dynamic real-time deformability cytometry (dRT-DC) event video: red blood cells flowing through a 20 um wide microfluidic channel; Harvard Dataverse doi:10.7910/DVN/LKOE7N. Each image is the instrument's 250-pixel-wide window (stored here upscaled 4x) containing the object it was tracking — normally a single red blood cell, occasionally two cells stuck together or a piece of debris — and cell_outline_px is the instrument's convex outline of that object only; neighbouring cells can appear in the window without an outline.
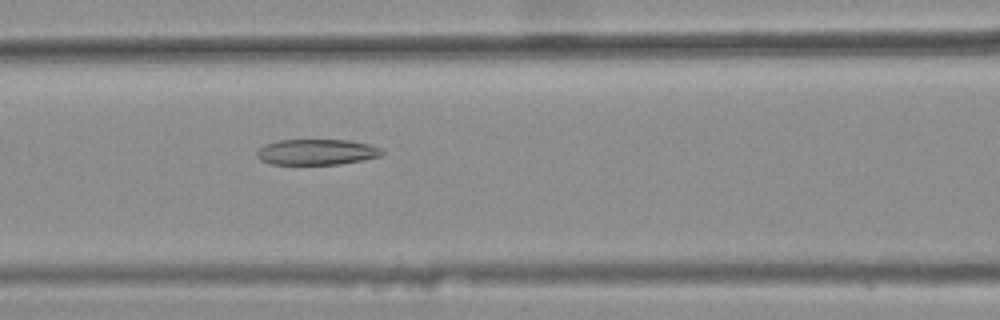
{"species": "common noctule bat (a hibernating species)", "species_latin": "Nyctalus noctula", "temperature_condition": "warm", "stored_images_in_passage": 31, "camera_frame_rate_fps": 3000, "um_per_image_px": 0.085, "animal": {"sex": "female", "body_mass_g": 25.1}, "frame": {"image": 1, "passage_image": 7, "time_ms": 2.0, "image_size_px": [1000, 320], "cell_outline_px": [[384, 156], [364, 160], [340, 164], [272, 164], [260, 160], [256, 156], [256, 152], [264, 144], [280, 140], [348, 140], [368, 144], [380, 148], [384, 152]], "centroid_in_image_um": [26.94, 12.92], "position_along_channel_um": 139.7, "area_um2": 18.84}}
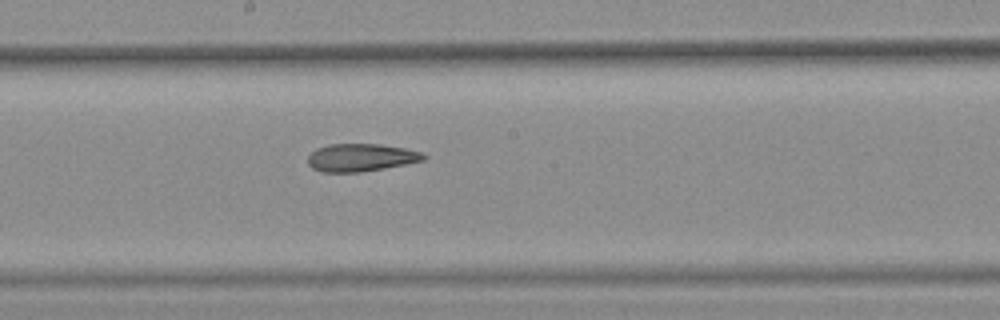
{"frame": {"image": 2, "passage_image": 13, "time_ms": 4.0, "image_size_px": [1000, 320], "cell_outline_px": [[428, 156], [424, 160], [384, 168], [360, 172], [320, 172], [312, 168], [308, 164], [308, 156], [316, 148], [328, 144], [380, 144], [404, 148], [420, 152]], "centroid_in_image_um": [30.64, 13.39], "position_along_channel_um": 217.6, "area_um2": 18.67}}
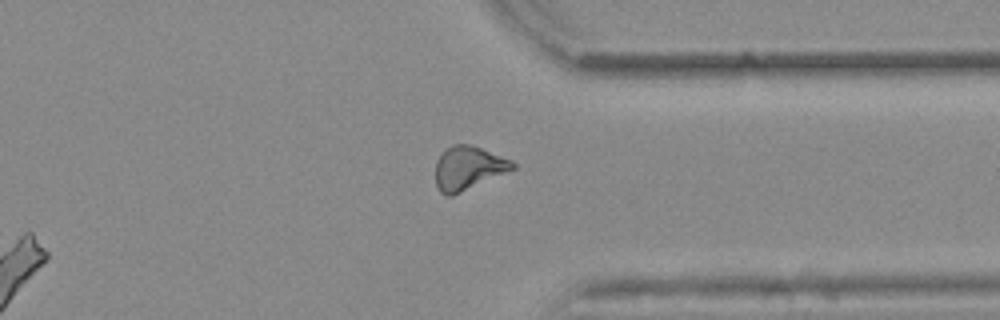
{"frame": {"image": 3, "passage_image": 25, "time_ms": 8.0, "image_size_px": [1000, 320], "cell_outline_px": [[516, 168], [452, 196], [444, 196], [440, 192], [436, 184], [436, 160], [452, 144], [472, 144], [512, 160], [516, 164]], "centroid_in_image_um": [39.81, 14.28], "position_along_channel_um": 371.6, "area_um2": 19.54}, "authors_computed_cell_mechanics": {"area_um2": 19.1896, "velocity_mm_per_s": 3.9023, "shape_relaxation_time_tau1_ms": null, "shape_relaxation_time_tau2_ms": 7.2601, "deformation_change_tau1": null, "deformation_change_tau2": 0.1861}}